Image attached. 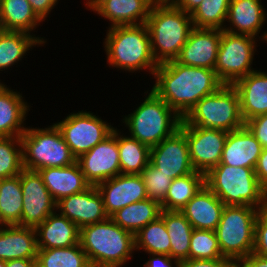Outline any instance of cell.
I'll return each instance as SVG.
<instances>
[{
    "instance_id": "1",
    "label": "cell",
    "mask_w": 267,
    "mask_h": 267,
    "mask_svg": "<svg viewBox=\"0 0 267 267\" xmlns=\"http://www.w3.org/2000/svg\"><path fill=\"white\" fill-rule=\"evenodd\" d=\"M152 90L181 118L203 97L224 84L212 69L186 66L176 60L157 66Z\"/></svg>"
},
{
    "instance_id": "2",
    "label": "cell",
    "mask_w": 267,
    "mask_h": 267,
    "mask_svg": "<svg viewBox=\"0 0 267 267\" xmlns=\"http://www.w3.org/2000/svg\"><path fill=\"white\" fill-rule=\"evenodd\" d=\"M79 243L91 267H122L135 251L134 235L110 217L81 227Z\"/></svg>"
},
{
    "instance_id": "3",
    "label": "cell",
    "mask_w": 267,
    "mask_h": 267,
    "mask_svg": "<svg viewBox=\"0 0 267 267\" xmlns=\"http://www.w3.org/2000/svg\"><path fill=\"white\" fill-rule=\"evenodd\" d=\"M145 24L158 64L175 60L194 28L191 14L171 3H153Z\"/></svg>"
},
{
    "instance_id": "4",
    "label": "cell",
    "mask_w": 267,
    "mask_h": 267,
    "mask_svg": "<svg viewBox=\"0 0 267 267\" xmlns=\"http://www.w3.org/2000/svg\"><path fill=\"white\" fill-rule=\"evenodd\" d=\"M105 39V52L110 66L125 71L148 69L154 75L159 65L151 51L146 24L109 27Z\"/></svg>"
},
{
    "instance_id": "5",
    "label": "cell",
    "mask_w": 267,
    "mask_h": 267,
    "mask_svg": "<svg viewBox=\"0 0 267 267\" xmlns=\"http://www.w3.org/2000/svg\"><path fill=\"white\" fill-rule=\"evenodd\" d=\"M205 185L225 205L267 208V193L252 168L219 163L205 175Z\"/></svg>"
},
{
    "instance_id": "6",
    "label": "cell",
    "mask_w": 267,
    "mask_h": 267,
    "mask_svg": "<svg viewBox=\"0 0 267 267\" xmlns=\"http://www.w3.org/2000/svg\"><path fill=\"white\" fill-rule=\"evenodd\" d=\"M133 113L123 118L130 137L149 148L161 143L179 129L182 118L152 89Z\"/></svg>"
},
{
    "instance_id": "7",
    "label": "cell",
    "mask_w": 267,
    "mask_h": 267,
    "mask_svg": "<svg viewBox=\"0 0 267 267\" xmlns=\"http://www.w3.org/2000/svg\"><path fill=\"white\" fill-rule=\"evenodd\" d=\"M181 124L226 132L242 128L245 122L237 90L232 85H223L206 95L182 118Z\"/></svg>"
},
{
    "instance_id": "8",
    "label": "cell",
    "mask_w": 267,
    "mask_h": 267,
    "mask_svg": "<svg viewBox=\"0 0 267 267\" xmlns=\"http://www.w3.org/2000/svg\"><path fill=\"white\" fill-rule=\"evenodd\" d=\"M260 209L225 205L215 230L222 256L234 263L253 252L255 222Z\"/></svg>"
},
{
    "instance_id": "9",
    "label": "cell",
    "mask_w": 267,
    "mask_h": 267,
    "mask_svg": "<svg viewBox=\"0 0 267 267\" xmlns=\"http://www.w3.org/2000/svg\"><path fill=\"white\" fill-rule=\"evenodd\" d=\"M20 139L25 169L38 171L43 168L65 167L76 162L55 124L44 129L26 127Z\"/></svg>"
},
{
    "instance_id": "10",
    "label": "cell",
    "mask_w": 267,
    "mask_h": 267,
    "mask_svg": "<svg viewBox=\"0 0 267 267\" xmlns=\"http://www.w3.org/2000/svg\"><path fill=\"white\" fill-rule=\"evenodd\" d=\"M256 39L254 36L233 34L221 29L214 71L224 85H233L255 71L251 65L256 52Z\"/></svg>"
},
{
    "instance_id": "11",
    "label": "cell",
    "mask_w": 267,
    "mask_h": 267,
    "mask_svg": "<svg viewBox=\"0 0 267 267\" xmlns=\"http://www.w3.org/2000/svg\"><path fill=\"white\" fill-rule=\"evenodd\" d=\"M54 124L76 159L103 141L114 129L99 116L83 110L70 113L64 120Z\"/></svg>"
},
{
    "instance_id": "12",
    "label": "cell",
    "mask_w": 267,
    "mask_h": 267,
    "mask_svg": "<svg viewBox=\"0 0 267 267\" xmlns=\"http://www.w3.org/2000/svg\"><path fill=\"white\" fill-rule=\"evenodd\" d=\"M23 193L21 222L18 226L36 228L56 209V201L38 171L23 169L19 174Z\"/></svg>"
},
{
    "instance_id": "13",
    "label": "cell",
    "mask_w": 267,
    "mask_h": 267,
    "mask_svg": "<svg viewBox=\"0 0 267 267\" xmlns=\"http://www.w3.org/2000/svg\"><path fill=\"white\" fill-rule=\"evenodd\" d=\"M227 135L223 130L185 126L190 161L195 171L206 175L220 163Z\"/></svg>"
},
{
    "instance_id": "14",
    "label": "cell",
    "mask_w": 267,
    "mask_h": 267,
    "mask_svg": "<svg viewBox=\"0 0 267 267\" xmlns=\"http://www.w3.org/2000/svg\"><path fill=\"white\" fill-rule=\"evenodd\" d=\"M149 162L172 179L186 176L195 171L190 161L185 125L180 124L179 129L171 136L150 148Z\"/></svg>"
},
{
    "instance_id": "15",
    "label": "cell",
    "mask_w": 267,
    "mask_h": 267,
    "mask_svg": "<svg viewBox=\"0 0 267 267\" xmlns=\"http://www.w3.org/2000/svg\"><path fill=\"white\" fill-rule=\"evenodd\" d=\"M117 128L90 151L76 159L86 180L91 185L111 179L120 174Z\"/></svg>"
},
{
    "instance_id": "16",
    "label": "cell",
    "mask_w": 267,
    "mask_h": 267,
    "mask_svg": "<svg viewBox=\"0 0 267 267\" xmlns=\"http://www.w3.org/2000/svg\"><path fill=\"white\" fill-rule=\"evenodd\" d=\"M102 195L106 214L110 217L117 210L148 198L140 174H119L96 185Z\"/></svg>"
},
{
    "instance_id": "17",
    "label": "cell",
    "mask_w": 267,
    "mask_h": 267,
    "mask_svg": "<svg viewBox=\"0 0 267 267\" xmlns=\"http://www.w3.org/2000/svg\"><path fill=\"white\" fill-rule=\"evenodd\" d=\"M221 40V29L194 27L175 59L186 66L214 70Z\"/></svg>"
},
{
    "instance_id": "18",
    "label": "cell",
    "mask_w": 267,
    "mask_h": 267,
    "mask_svg": "<svg viewBox=\"0 0 267 267\" xmlns=\"http://www.w3.org/2000/svg\"><path fill=\"white\" fill-rule=\"evenodd\" d=\"M59 213L79 228L106 220L103 198L95 185L83 192L61 198L56 203Z\"/></svg>"
},
{
    "instance_id": "19",
    "label": "cell",
    "mask_w": 267,
    "mask_h": 267,
    "mask_svg": "<svg viewBox=\"0 0 267 267\" xmlns=\"http://www.w3.org/2000/svg\"><path fill=\"white\" fill-rule=\"evenodd\" d=\"M262 149L250 130L243 126L228 132L220 163L255 169Z\"/></svg>"
},
{
    "instance_id": "20",
    "label": "cell",
    "mask_w": 267,
    "mask_h": 267,
    "mask_svg": "<svg viewBox=\"0 0 267 267\" xmlns=\"http://www.w3.org/2000/svg\"><path fill=\"white\" fill-rule=\"evenodd\" d=\"M238 92L244 122L267 114V73L252 71L232 85Z\"/></svg>"
},
{
    "instance_id": "21",
    "label": "cell",
    "mask_w": 267,
    "mask_h": 267,
    "mask_svg": "<svg viewBox=\"0 0 267 267\" xmlns=\"http://www.w3.org/2000/svg\"><path fill=\"white\" fill-rule=\"evenodd\" d=\"M151 0H99L91 9L111 21V27L146 23Z\"/></svg>"
},
{
    "instance_id": "22",
    "label": "cell",
    "mask_w": 267,
    "mask_h": 267,
    "mask_svg": "<svg viewBox=\"0 0 267 267\" xmlns=\"http://www.w3.org/2000/svg\"><path fill=\"white\" fill-rule=\"evenodd\" d=\"M56 212L35 228L38 249L66 248L79 244L80 228Z\"/></svg>"
},
{
    "instance_id": "23",
    "label": "cell",
    "mask_w": 267,
    "mask_h": 267,
    "mask_svg": "<svg viewBox=\"0 0 267 267\" xmlns=\"http://www.w3.org/2000/svg\"><path fill=\"white\" fill-rule=\"evenodd\" d=\"M225 204L206 186L181 210L194 229L215 231Z\"/></svg>"
},
{
    "instance_id": "24",
    "label": "cell",
    "mask_w": 267,
    "mask_h": 267,
    "mask_svg": "<svg viewBox=\"0 0 267 267\" xmlns=\"http://www.w3.org/2000/svg\"><path fill=\"white\" fill-rule=\"evenodd\" d=\"M38 172L56 202L63 197L83 192L91 186L77 161L69 166L43 168Z\"/></svg>"
},
{
    "instance_id": "25",
    "label": "cell",
    "mask_w": 267,
    "mask_h": 267,
    "mask_svg": "<svg viewBox=\"0 0 267 267\" xmlns=\"http://www.w3.org/2000/svg\"><path fill=\"white\" fill-rule=\"evenodd\" d=\"M4 227L0 226V260L37 259L35 228L18 225Z\"/></svg>"
},
{
    "instance_id": "26",
    "label": "cell",
    "mask_w": 267,
    "mask_h": 267,
    "mask_svg": "<svg viewBox=\"0 0 267 267\" xmlns=\"http://www.w3.org/2000/svg\"><path fill=\"white\" fill-rule=\"evenodd\" d=\"M263 7L261 0H231L227 15L230 27L224 25L223 30L256 37L267 18Z\"/></svg>"
},
{
    "instance_id": "27",
    "label": "cell",
    "mask_w": 267,
    "mask_h": 267,
    "mask_svg": "<svg viewBox=\"0 0 267 267\" xmlns=\"http://www.w3.org/2000/svg\"><path fill=\"white\" fill-rule=\"evenodd\" d=\"M6 86L0 82V137H20L26 131L29 105L22 94Z\"/></svg>"
},
{
    "instance_id": "28",
    "label": "cell",
    "mask_w": 267,
    "mask_h": 267,
    "mask_svg": "<svg viewBox=\"0 0 267 267\" xmlns=\"http://www.w3.org/2000/svg\"><path fill=\"white\" fill-rule=\"evenodd\" d=\"M40 22L28 0H0V30L30 33Z\"/></svg>"
},
{
    "instance_id": "29",
    "label": "cell",
    "mask_w": 267,
    "mask_h": 267,
    "mask_svg": "<svg viewBox=\"0 0 267 267\" xmlns=\"http://www.w3.org/2000/svg\"><path fill=\"white\" fill-rule=\"evenodd\" d=\"M161 211L162 207L159 202L147 198L117 210L110 218L120 227L135 235L141 228L157 219Z\"/></svg>"
},
{
    "instance_id": "30",
    "label": "cell",
    "mask_w": 267,
    "mask_h": 267,
    "mask_svg": "<svg viewBox=\"0 0 267 267\" xmlns=\"http://www.w3.org/2000/svg\"><path fill=\"white\" fill-rule=\"evenodd\" d=\"M160 216L170 238V256L180 262L189 259L190 240L194 229L191 223L181 211L162 209Z\"/></svg>"
},
{
    "instance_id": "31",
    "label": "cell",
    "mask_w": 267,
    "mask_h": 267,
    "mask_svg": "<svg viewBox=\"0 0 267 267\" xmlns=\"http://www.w3.org/2000/svg\"><path fill=\"white\" fill-rule=\"evenodd\" d=\"M44 43L45 39L27 32L0 30V71L22 60L31 47Z\"/></svg>"
},
{
    "instance_id": "32",
    "label": "cell",
    "mask_w": 267,
    "mask_h": 267,
    "mask_svg": "<svg viewBox=\"0 0 267 267\" xmlns=\"http://www.w3.org/2000/svg\"><path fill=\"white\" fill-rule=\"evenodd\" d=\"M22 208L20 176L0 179V226L19 225Z\"/></svg>"
},
{
    "instance_id": "33",
    "label": "cell",
    "mask_w": 267,
    "mask_h": 267,
    "mask_svg": "<svg viewBox=\"0 0 267 267\" xmlns=\"http://www.w3.org/2000/svg\"><path fill=\"white\" fill-rule=\"evenodd\" d=\"M205 185V174L194 171L172 180L168 193L161 203L164 210L181 211Z\"/></svg>"
},
{
    "instance_id": "34",
    "label": "cell",
    "mask_w": 267,
    "mask_h": 267,
    "mask_svg": "<svg viewBox=\"0 0 267 267\" xmlns=\"http://www.w3.org/2000/svg\"><path fill=\"white\" fill-rule=\"evenodd\" d=\"M120 174H141L150 161V148L137 139L120 135L117 131Z\"/></svg>"
},
{
    "instance_id": "35",
    "label": "cell",
    "mask_w": 267,
    "mask_h": 267,
    "mask_svg": "<svg viewBox=\"0 0 267 267\" xmlns=\"http://www.w3.org/2000/svg\"><path fill=\"white\" fill-rule=\"evenodd\" d=\"M135 250H143L148 254H164L170 256V238L161 216L141 228L135 235Z\"/></svg>"
},
{
    "instance_id": "36",
    "label": "cell",
    "mask_w": 267,
    "mask_h": 267,
    "mask_svg": "<svg viewBox=\"0 0 267 267\" xmlns=\"http://www.w3.org/2000/svg\"><path fill=\"white\" fill-rule=\"evenodd\" d=\"M38 267H91L80 243L66 248L38 249Z\"/></svg>"
},
{
    "instance_id": "37",
    "label": "cell",
    "mask_w": 267,
    "mask_h": 267,
    "mask_svg": "<svg viewBox=\"0 0 267 267\" xmlns=\"http://www.w3.org/2000/svg\"><path fill=\"white\" fill-rule=\"evenodd\" d=\"M230 2L231 0H203L200 6L191 13L193 26L223 30Z\"/></svg>"
},
{
    "instance_id": "38",
    "label": "cell",
    "mask_w": 267,
    "mask_h": 267,
    "mask_svg": "<svg viewBox=\"0 0 267 267\" xmlns=\"http://www.w3.org/2000/svg\"><path fill=\"white\" fill-rule=\"evenodd\" d=\"M23 169L20 137H0V179L19 175Z\"/></svg>"
},
{
    "instance_id": "39",
    "label": "cell",
    "mask_w": 267,
    "mask_h": 267,
    "mask_svg": "<svg viewBox=\"0 0 267 267\" xmlns=\"http://www.w3.org/2000/svg\"><path fill=\"white\" fill-rule=\"evenodd\" d=\"M222 257L215 231L193 229L189 259H219Z\"/></svg>"
},
{
    "instance_id": "40",
    "label": "cell",
    "mask_w": 267,
    "mask_h": 267,
    "mask_svg": "<svg viewBox=\"0 0 267 267\" xmlns=\"http://www.w3.org/2000/svg\"><path fill=\"white\" fill-rule=\"evenodd\" d=\"M140 175L146 187L148 198L161 204L173 179L159 171L150 162Z\"/></svg>"
},
{
    "instance_id": "41",
    "label": "cell",
    "mask_w": 267,
    "mask_h": 267,
    "mask_svg": "<svg viewBox=\"0 0 267 267\" xmlns=\"http://www.w3.org/2000/svg\"><path fill=\"white\" fill-rule=\"evenodd\" d=\"M253 253L267 258V208L260 210L255 222Z\"/></svg>"
},
{
    "instance_id": "42",
    "label": "cell",
    "mask_w": 267,
    "mask_h": 267,
    "mask_svg": "<svg viewBox=\"0 0 267 267\" xmlns=\"http://www.w3.org/2000/svg\"><path fill=\"white\" fill-rule=\"evenodd\" d=\"M262 148H267V114L258 115L245 122Z\"/></svg>"
},
{
    "instance_id": "43",
    "label": "cell",
    "mask_w": 267,
    "mask_h": 267,
    "mask_svg": "<svg viewBox=\"0 0 267 267\" xmlns=\"http://www.w3.org/2000/svg\"><path fill=\"white\" fill-rule=\"evenodd\" d=\"M234 262L228 258L219 259H186L180 262V267H234Z\"/></svg>"
},
{
    "instance_id": "44",
    "label": "cell",
    "mask_w": 267,
    "mask_h": 267,
    "mask_svg": "<svg viewBox=\"0 0 267 267\" xmlns=\"http://www.w3.org/2000/svg\"><path fill=\"white\" fill-rule=\"evenodd\" d=\"M28 2L36 15L44 21L47 15H49L52 9L57 5L58 0H28Z\"/></svg>"
},
{
    "instance_id": "45",
    "label": "cell",
    "mask_w": 267,
    "mask_h": 267,
    "mask_svg": "<svg viewBox=\"0 0 267 267\" xmlns=\"http://www.w3.org/2000/svg\"><path fill=\"white\" fill-rule=\"evenodd\" d=\"M254 170L261 188L267 193V148L262 149Z\"/></svg>"
},
{
    "instance_id": "46",
    "label": "cell",
    "mask_w": 267,
    "mask_h": 267,
    "mask_svg": "<svg viewBox=\"0 0 267 267\" xmlns=\"http://www.w3.org/2000/svg\"><path fill=\"white\" fill-rule=\"evenodd\" d=\"M150 259L143 265V267H180V261L164 254H149ZM174 262V263H173Z\"/></svg>"
},
{
    "instance_id": "47",
    "label": "cell",
    "mask_w": 267,
    "mask_h": 267,
    "mask_svg": "<svg viewBox=\"0 0 267 267\" xmlns=\"http://www.w3.org/2000/svg\"><path fill=\"white\" fill-rule=\"evenodd\" d=\"M234 267H267V258L255 253L235 262Z\"/></svg>"
},
{
    "instance_id": "48",
    "label": "cell",
    "mask_w": 267,
    "mask_h": 267,
    "mask_svg": "<svg viewBox=\"0 0 267 267\" xmlns=\"http://www.w3.org/2000/svg\"><path fill=\"white\" fill-rule=\"evenodd\" d=\"M203 0H173L172 5L182 9L185 13L191 14L201 4Z\"/></svg>"
},
{
    "instance_id": "49",
    "label": "cell",
    "mask_w": 267,
    "mask_h": 267,
    "mask_svg": "<svg viewBox=\"0 0 267 267\" xmlns=\"http://www.w3.org/2000/svg\"><path fill=\"white\" fill-rule=\"evenodd\" d=\"M6 267H38L37 259H14L6 261Z\"/></svg>"
},
{
    "instance_id": "50",
    "label": "cell",
    "mask_w": 267,
    "mask_h": 267,
    "mask_svg": "<svg viewBox=\"0 0 267 267\" xmlns=\"http://www.w3.org/2000/svg\"><path fill=\"white\" fill-rule=\"evenodd\" d=\"M88 2H86L87 7L89 8V10H91V8L99 1V0H87Z\"/></svg>"
},
{
    "instance_id": "51",
    "label": "cell",
    "mask_w": 267,
    "mask_h": 267,
    "mask_svg": "<svg viewBox=\"0 0 267 267\" xmlns=\"http://www.w3.org/2000/svg\"><path fill=\"white\" fill-rule=\"evenodd\" d=\"M153 3H171L173 0H151Z\"/></svg>"
},
{
    "instance_id": "52",
    "label": "cell",
    "mask_w": 267,
    "mask_h": 267,
    "mask_svg": "<svg viewBox=\"0 0 267 267\" xmlns=\"http://www.w3.org/2000/svg\"><path fill=\"white\" fill-rule=\"evenodd\" d=\"M0 267H6V261L0 260Z\"/></svg>"
},
{
    "instance_id": "53",
    "label": "cell",
    "mask_w": 267,
    "mask_h": 267,
    "mask_svg": "<svg viewBox=\"0 0 267 267\" xmlns=\"http://www.w3.org/2000/svg\"><path fill=\"white\" fill-rule=\"evenodd\" d=\"M260 37L267 42V32H264V34Z\"/></svg>"
}]
</instances>
